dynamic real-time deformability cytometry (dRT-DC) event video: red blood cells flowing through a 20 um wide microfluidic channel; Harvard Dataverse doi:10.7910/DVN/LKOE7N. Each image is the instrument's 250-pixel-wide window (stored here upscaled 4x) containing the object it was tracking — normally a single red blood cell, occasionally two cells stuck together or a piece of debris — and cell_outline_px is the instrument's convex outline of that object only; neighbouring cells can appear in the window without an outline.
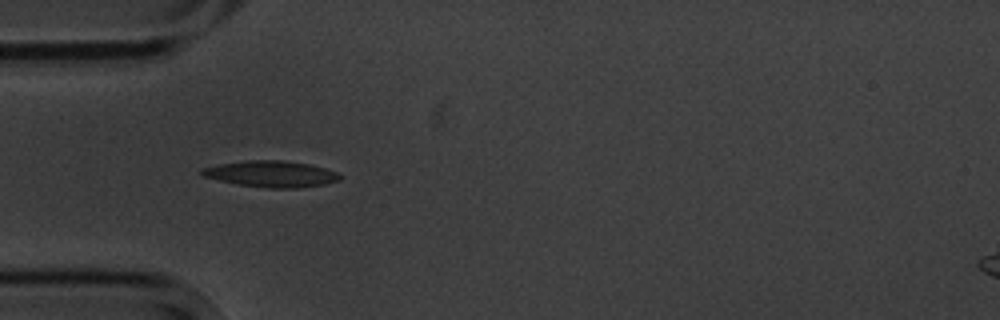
{"species": "common noctule bat (a hibernating species)", "species_latin": "Nyctalus noctula", "temperature_condition": "cold", "stored_images_in_passage": 10, "camera_frame_rate_fps": 3000, "um_per_image_px": 0.085, "animal": {"sex": "male", "body_mass_g": 20.1, "forearm_length_mm": 53.5}, "frame": {"image": 1, "passage_image": 4, "time_ms": 4.333, "image_size_px": [1000, 320], "cell_outline_px": [[340, 180], [324, 184], [296, 188], [268, 188], [240, 184], [220, 180], [204, 176], [200, 172], [204, 168], [220, 164], [248, 160], [284, 160], [308, 164], [324, 168], [336, 172], [340, 176]], "centroid_in_image_um": [23.08, 14.78], "position_along_channel_um": 61.9, "area_um2": 20.69}}
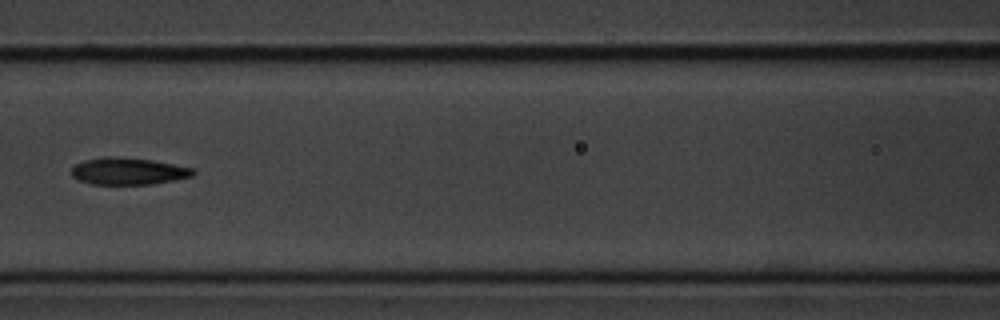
{"frame": {"image": 2, "passage_image": 6, "time_ms": 7.0, "image_size_px": [1000, 320], "cell_outline_px": [[196, 172], [192, 176], [152, 184], [92, 184], [80, 180], [72, 176], [72, 168], [76, 164], [84, 160], [104, 156], [116, 156], [152, 160], [192, 168]], "centroid_in_image_um": [10.88, 14.54], "position_along_channel_um": 155.7, "area_um2": 18.96}}
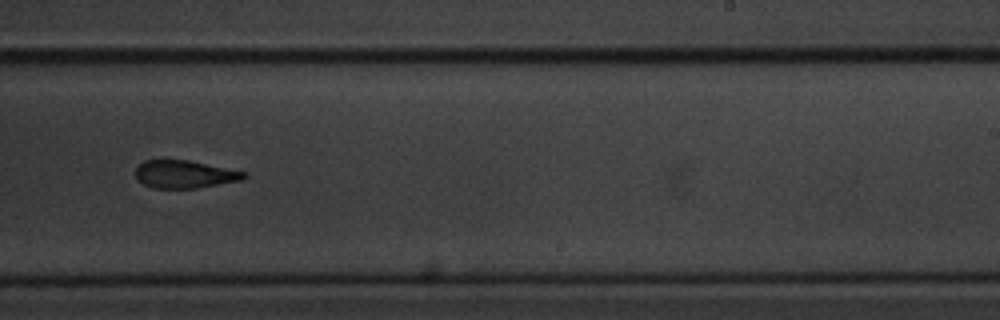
{"frame": {"image": 3, "passage_image": 9, "time_ms": 10.333, "image_size_px": [1000, 320], "cell_outline_px": [[248, 176], [240, 180], [196, 188], [152, 188], [144, 184], [136, 176], [136, 168], [144, 160], [188, 160], [248, 172]], "centroid_in_image_um": [15.71, 14.81], "position_along_channel_um": 273.3, "area_um2": 17.4}}